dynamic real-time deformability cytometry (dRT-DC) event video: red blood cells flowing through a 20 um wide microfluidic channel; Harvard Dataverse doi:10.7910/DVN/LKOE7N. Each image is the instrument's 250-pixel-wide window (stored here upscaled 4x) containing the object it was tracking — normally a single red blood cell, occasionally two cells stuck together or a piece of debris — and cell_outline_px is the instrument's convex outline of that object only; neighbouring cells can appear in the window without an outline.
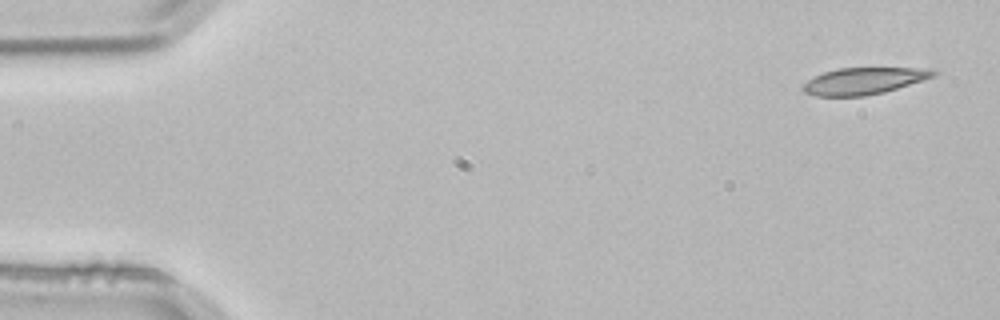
{"species": "common noctule bat (a hibernating species)", "species_latin": "Nyctalus noctula", "temperature_condition": "room temperature", "stored_images_in_passage": 3, "segment_of_instrument_passage": [2, 2], "camera_frame_rate_fps": 3000, "um_per_image_px": 0.085, "animal": {"sex": "male", "body_mass_g": 21.5, "forearm_length_mm": 52.0}, "frame": {"image": 1, "passage_image": 3, "time_ms": 0.667, "image_size_px": [1000, 320], "cell_outline_px": [[940, 72], [936, 76], [884, 92], [864, 96], [816, 96], [804, 92], [800, 88], [808, 80], [824, 72], [840, 68], [928, 68]], "centroid_in_image_um": [73.45, 6.88], "position_along_channel_um": 11.5, "area_um2": 20.29}}